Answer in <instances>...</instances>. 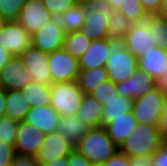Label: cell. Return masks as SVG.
I'll list each match as a JSON object with an SVG mask.
<instances>
[{
  "mask_svg": "<svg viewBox=\"0 0 167 166\" xmlns=\"http://www.w3.org/2000/svg\"><path fill=\"white\" fill-rule=\"evenodd\" d=\"M165 142L160 126L138 123L136 130L119 145L118 150L127 156H152Z\"/></svg>",
  "mask_w": 167,
  "mask_h": 166,
  "instance_id": "cell-1",
  "label": "cell"
},
{
  "mask_svg": "<svg viewBox=\"0 0 167 166\" xmlns=\"http://www.w3.org/2000/svg\"><path fill=\"white\" fill-rule=\"evenodd\" d=\"M75 150L92 164H103L118 150V146L108 136L104 127H97L89 129Z\"/></svg>",
  "mask_w": 167,
  "mask_h": 166,
  "instance_id": "cell-2",
  "label": "cell"
},
{
  "mask_svg": "<svg viewBox=\"0 0 167 166\" xmlns=\"http://www.w3.org/2000/svg\"><path fill=\"white\" fill-rule=\"evenodd\" d=\"M109 51L105 65L109 80L117 84L130 78L138 69V58L125 48L124 39L109 38Z\"/></svg>",
  "mask_w": 167,
  "mask_h": 166,
  "instance_id": "cell-3",
  "label": "cell"
},
{
  "mask_svg": "<svg viewBox=\"0 0 167 166\" xmlns=\"http://www.w3.org/2000/svg\"><path fill=\"white\" fill-rule=\"evenodd\" d=\"M50 97V105L63 117L77 115L84 93L76 81L58 82L50 85Z\"/></svg>",
  "mask_w": 167,
  "mask_h": 166,
  "instance_id": "cell-4",
  "label": "cell"
},
{
  "mask_svg": "<svg viewBox=\"0 0 167 166\" xmlns=\"http://www.w3.org/2000/svg\"><path fill=\"white\" fill-rule=\"evenodd\" d=\"M167 96L158 88L133 101L132 112L138 123L160 126Z\"/></svg>",
  "mask_w": 167,
  "mask_h": 166,
  "instance_id": "cell-5",
  "label": "cell"
},
{
  "mask_svg": "<svg viewBox=\"0 0 167 166\" xmlns=\"http://www.w3.org/2000/svg\"><path fill=\"white\" fill-rule=\"evenodd\" d=\"M110 12L100 1L87 3L86 19L79 31L92 41L108 38Z\"/></svg>",
  "mask_w": 167,
  "mask_h": 166,
  "instance_id": "cell-6",
  "label": "cell"
},
{
  "mask_svg": "<svg viewBox=\"0 0 167 166\" xmlns=\"http://www.w3.org/2000/svg\"><path fill=\"white\" fill-rule=\"evenodd\" d=\"M32 45L31 34L18 21L0 22V46L13 57Z\"/></svg>",
  "mask_w": 167,
  "mask_h": 166,
  "instance_id": "cell-7",
  "label": "cell"
},
{
  "mask_svg": "<svg viewBox=\"0 0 167 166\" xmlns=\"http://www.w3.org/2000/svg\"><path fill=\"white\" fill-rule=\"evenodd\" d=\"M52 83L77 81L79 61L63 48L48 54Z\"/></svg>",
  "mask_w": 167,
  "mask_h": 166,
  "instance_id": "cell-8",
  "label": "cell"
},
{
  "mask_svg": "<svg viewBox=\"0 0 167 166\" xmlns=\"http://www.w3.org/2000/svg\"><path fill=\"white\" fill-rule=\"evenodd\" d=\"M125 48L137 58L158 46L154 30H150L148 21L135 23L124 37Z\"/></svg>",
  "mask_w": 167,
  "mask_h": 166,
  "instance_id": "cell-9",
  "label": "cell"
},
{
  "mask_svg": "<svg viewBox=\"0 0 167 166\" xmlns=\"http://www.w3.org/2000/svg\"><path fill=\"white\" fill-rule=\"evenodd\" d=\"M65 34L61 23L54 18L31 35L32 46L45 53H52L63 48Z\"/></svg>",
  "mask_w": 167,
  "mask_h": 166,
  "instance_id": "cell-10",
  "label": "cell"
},
{
  "mask_svg": "<svg viewBox=\"0 0 167 166\" xmlns=\"http://www.w3.org/2000/svg\"><path fill=\"white\" fill-rule=\"evenodd\" d=\"M46 134L35 126L21 121L16 135L15 153L22 156L36 157Z\"/></svg>",
  "mask_w": 167,
  "mask_h": 166,
  "instance_id": "cell-11",
  "label": "cell"
},
{
  "mask_svg": "<svg viewBox=\"0 0 167 166\" xmlns=\"http://www.w3.org/2000/svg\"><path fill=\"white\" fill-rule=\"evenodd\" d=\"M19 57L32 74L33 82L44 85L52 84V76L48 65V53L31 45Z\"/></svg>",
  "mask_w": 167,
  "mask_h": 166,
  "instance_id": "cell-12",
  "label": "cell"
},
{
  "mask_svg": "<svg viewBox=\"0 0 167 166\" xmlns=\"http://www.w3.org/2000/svg\"><path fill=\"white\" fill-rule=\"evenodd\" d=\"M74 150L75 148L66 137L54 132L46 134L36 159L40 166H44L56 159L69 156Z\"/></svg>",
  "mask_w": 167,
  "mask_h": 166,
  "instance_id": "cell-13",
  "label": "cell"
},
{
  "mask_svg": "<svg viewBox=\"0 0 167 166\" xmlns=\"http://www.w3.org/2000/svg\"><path fill=\"white\" fill-rule=\"evenodd\" d=\"M2 89L22 90L28 83L33 82V77L24 66L19 56L12 57L0 71Z\"/></svg>",
  "mask_w": 167,
  "mask_h": 166,
  "instance_id": "cell-14",
  "label": "cell"
},
{
  "mask_svg": "<svg viewBox=\"0 0 167 166\" xmlns=\"http://www.w3.org/2000/svg\"><path fill=\"white\" fill-rule=\"evenodd\" d=\"M53 19L54 16L45 8L42 0H26L17 21L32 35Z\"/></svg>",
  "mask_w": 167,
  "mask_h": 166,
  "instance_id": "cell-15",
  "label": "cell"
},
{
  "mask_svg": "<svg viewBox=\"0 0 167 166\" xmlns=\"http://www.w3.org/2000/svg\"><path fill=\"white\" fill-rule=\"evenodd\" d=\"M155 88H157L156 80L146 72L138 69L130 78L116 84L119 95L133 100L142 97Z\"/></svg>",
  "mask_w": 167,
  "mask_h": 166,
  "instance_id": "cell-16",
  "label": "cell"
},
{
  "mask_svg": "<svg viewBox=\"0 0 167 166\" xmlns=\"http://www.w3.org/2000/svg\"><path fill=\"white\" fill-rule=\"evenodd\" d=\"M60 116L51 105L32 107L23 121L35 126L45 134L57 131Z\"/></svg>",
  "mask_w": 167,
  "mask_h": 166,
  "instance_id": "cell-17",
  "label": "cell"
},
{
  "mask_svg": "<svg viewBox=\"0 0 167 166\" xmlns=\"http://www.w3.org/2000/svg\"><path fill=\"white\" fill-rule=\"evenodd\" d=\"M138 70L146 72L155 80H158L167 71V50L158 45L139 56L137 61Z\"/></svg>",
  "mask_w": 167,
  "mask_h": 166,
  "instance_id": "cell-18",
  "label": "cell"
},
{
  "mask_svg": "<svg viewBox=\"0 0 167 166\" xmlns=\"http://www.w3.org/2000/svg\"><path fill=\"white\" fill-rule=\"evenodd\" d=\"M109 56V38L93 40L87 51L78 58L80 70L105 67Z\"/></svg>",
  "mask_w": 167,
  "mask_h": 166,
  "instance_id": "cell-19",
  "label": "cell"
},
{
  "mask_svg": "<svg viewBox=\"0 0 167 166\" xmlns=\"http://www.w3.org/2000/svg\"><path fill=\"white\" fill-rule=\"evenodd\" d=\"M138 126V121L134 117L133 112L125 113V116L113 118V121L105 124L108 136L119 147V145L132 134Z\"/></svg>",
  "mask_w": 167,
  "mask_h": 166,
  "instance_id": "cell-20",
  "label": "cell"
},
{
  "mask_svg": "<svg viewBox=\"0 0 167 166\" xmlns=\"http://www.w3.org/2000/svg\"><path fill=\"white\" fill-rule=\"evenodd\" d=\"M89 129L77 115H69L60 117L56 132L66 137L75 148Z\"/></svg>",
  "mask_w": 167,
  "mask_h": 166,
  "instance_id": "cell-21",
  "label": "cell"
},
{
  "mask_svg": "<svg viewBox=\"0 0 167 166\" xmlns=\"http://www.w3.org/2000/svg\"><path fill=\"white\" fill-rule=\"evenodd\" d=\"M102 109L103 104H101L90 94H84V98L77 112V116L90 128L103 127Z\"/></svg>",
  "mask_w": 167,
  "mask_h": 166,
  "instance_id": "cell-22",
  "label": "cell"
},
{
  "mask_svg": "<svg viewBox=\"0 0 167 166\" xmlns=\"http://www.w3.org/2000/svg\"><path fill=\"white\" fill-rule=\"evenodd\" d=\"M29 110L30 104L25 99L22 91H6L5 116L21 122L25 119V116Z\"/></svg>",
  "mask_w": 167,
  "mask_h": 166,
  "instance_id": "cell-23",
  "label": "cell"
},
{
  "mask_svg": "<svg viewBox=\"0 0 167 166\" xmlns=\"http://www.w3.org/2000/svg\"><path fill=\"white\" fill-rule=\"evenodd\" d=\"M87 3L78 2L63 14L57 17L65 33L79 31L85 22Z\"/></svg>",
  "mask_w": 167,
  "mask_h": 166,
  "instance_id": "cell-24",
  "label": "cell"
},
{
  "mask_svg": "<svg viewBox=\"0 0 167 166\" xmlns=\"http://www.w3.org/2000/svg\"><path fill=\"white\" fill-rule=\"evenodd\" d=\"M133 99L118 95L108 102H104L102 109V126L113 121V118L125 116L132 111Z\"/></svg>",
  "mask_w": 167,
  "mask_h": 166,
  "instance_id": "cell-25",
  "label": "cell"
},
{
  "mask_svg": "<svg viewBox=\"0 0 167 166\" xmlns=\"http://www.w3.org/2000/svg\"><path fill=\"white\" fill-rule=\"evenodd\" d=\"M108 80L109 77L106 68L98 67L89 70H80L76 82L84 94H90L98 85Z\"/></svg>",
  "mask_w": 167,
  "mask_h": 166,
  "instance_id": "cell-26",
  "label": "cell"
},
{
  "mask_svg": "<svg viewBox=\"0 0 167 166\" xmlns=\"http://www.w3.org/2000/svg\"><path fill=\"white\" fill-rule=\"evenodd\" d=\"M21 91L25 99L29 102L30 108L50 105V85L30 82Z\"/></svg>",
  "mask_w": 167,
  "mask_h": 166,
  "instance_id": "cell-27",
  "label": "cell"
},
{
  "mask_svg": "<svg viewBox=\"0 0 167 166\" xmlns=\"http://www.w3.org/2000/svg\"><path fill=\"white\" fill-rule=\"evenodd\" d=\"M108 22V38L124 39L134 22L126 18L118 9L111 10Z\"/></svg>",
  "mask_w": 167,
  "mask_h": 166,
  "instance_id": "cell-28",
  "label": "cell"
},
{
  "mask_svg": "<svg viewBox=\"0 0 167 166\" xmlns=\"http://www.w3.org/2000/svg\"><path fill=\"white\" fill-rule=\"evenodd\" d=\"M92 40L80 31L65 34L63 49L75 58H80L91 45Z\"/></svg>",
  "mask_w": 167,
  "mask_h": 166,
  "instance_id": "cell-29",
  "label": "cell"
},
{
  "mask_svg": "<svg viewBox=\"0 0 167 166\" xmlns=\"http://www.w3.org/2000/svg\"><path fill=\"white\" fill-rule=\"evenodd\" d=\"M126 18L135 23H141L147 20L148 15L144 11L140 0H125L118 9Z\"/></svg>",
  "mask_w": 167,
  "mask_h": 166,
  "instance_id": "cell-30",
  "label": "cell"
},
{
  "mask_svg": "<svg viewBox=\"0 0 167 166\" xmlns=\"http://www.w3.org/2000/svg\"><path fill=\"white\" fill-rule=\"evenodd\" d=\"M26 0H0V22L17 21Z\"/></svg>",
  "mask_w": 167,
  "mask_h": 166,
  "instance_id": "cell-31",
  "label": "cell"
},
{
  "mask_svg": "<svg viewBox=\"0 0 167 166\" xmlns=\"http://www.w3.org/2000/svg\"><path fill=\"white\" fill-rule=\"evenodd\" d=\"M150 30H154L158 45L167 50V18L154 15L147 18Z\"/></svg>",
  "mask_w": 167,
  "mask_h": 166,
  "instance_id": "cell-32",
  "label": "cell"
},
{
  "mask_svg": "<svg viewBox=\"0 0 167 166\" xmlns=\"http://www.w3.org/2000/svg\"><path fill=\"white\" fill-rule=\"evenodd\" d=\"M19 121L13 120L8 116L0 117V141L15 145Z\"/></svg>",
  "mask_w": 167,
  "mask_h": 166,
  "instance_id": "cell-33",
  "label": "cell"
},
{
  "mask_svg": "<svg viewBox=\"0 0 167 166\" xmlns=\"http://www.w3.org/2000/svg\"><path fill=\"white\" fill-rule=\"evenodd\" d=\"M92 97L97 99L101 104L108 102L111 99L117 97L118 91L116 89V83L108 80L100 85H98L94 91L90 93Z\"/></svg>",
  "mask_w": 167,
  "mask_h": 166,
  "instance_id": "cell-34",
  "label": "cell"
},
{
  "mask_svg": "<svg viewBox=\"0 0 167 166\" xmlns=\"http://www.w3.org/2000/svg\"><path fill=\"white\" fill-rule=\"evenodd\" d=\"M45 8L57 18L78 3L77 0H42Z\"/></svg>",
  "mask_w": 167,
  "mask_h": 166,
  "instance_id": "cell-35",
  "label": "cell"
},
{
  "mask_svg": "<svg viewBox=\"0 0 167 166\" xmlns=\"http://www.w3.org/2000/svg\"><path fill=\"white\" fill-rule=\"evenodd\" d=\"M15 156V147L0 141V166H10Z\"/></svg>",
  "mask_w": 167,
  "mask_h": 166,
  "instance_id": "cell-36",
  "label": "cell"
},
{
  "mask_svg": "<svg viewBox=\"0 0 167 166\" xmlns=\"http://www.w3.org/2000/svg\"><path fill=\"white\" fill-rule=\"evenodd\" d=\"M144 11L148 16L159 15L162 8V0H140Z\"/></svg>",
  "mask_w": 167,
  "mask_h": 166,
  "instance_id": "cell-37",
  "label": "cell"
},
{
  "mask_svg": "<svg viewBox=\"0 0 167 166\" xmlns=\"http://www.w3.org/2000/svg\"><path fill=\"white\" fill-rule=\"evenodd\" d=\"M102 166H129V156L117 150Z\"/></svg>",
  "mask_w": 167,
  "mask_h": 166,
  "instance_id": "cell-38",
  "label": "cell"
},
{
  "mask_svg": "<svg viewBox=\"0 0 167 166\" xmlns=\"http://www.w3.org/2000/svg\"><path fill=\"white\" fill-rule=\"evenodd\" d=\"M151 166H167V141L152 155Z\"/></svg>",
  "mask_w": 167,
  "mask_h": 166,
  "instance_id": "cell-39",
  "label": "cell"
},
{
  "mask_svg": "<svg viewBox=\"0 0 167 166\" xmlns=\"http://www.w3.org/2000/svg\"><path fill=\"white\" fill-rule=\"evenodd\" d=\"M68 163L69 166H93L87 158L78 153L76 150L69 154Z\"/></svg>",
  "mask_w": 167,
  "mask_h": 166,
  "instance_id": "cell-40",
  "label": "cell"
},
{
  "mask_svg": "<svg viewBox=\"0 0 167 166\" xmlns=\"http://www.w3.org/2000/svg\"><path fill=\"white\" fill-rule=\"evenodd\" d=\"M10 166H40L36 157L32 156H15L13 163Z\"/></svg>",
  "mask_w": 167,
  "mask_h": 166,
  "instance_id": "cell-41",
  "label": "cell"
},
{
  "mask_svg": "<svg viewBox=\"0 0 167 166\" xmlns=\"http://www.w3.org/2000/svg\"><path fill=\"white\" fill-rule=\"evenodd\" d=\"M152 156H129V166H151Z\"/></svg>",
  "mask_w": 167,
  "mask_h": 166,
  "instance_id": "cell-42",
  "label": "cell"
},
{
  "mask_svg": "<svg viewBox=\"0 0 167 166\" xmlns=\"http://www.w3.org/2000/svg\"><path fill=\"white\" fill-rule=\"evenodd\" d=\"M13 56L5 48L0 46V71L10 61Z\"/></svg>",
  "mask_w": 167,
  "mask_h": 166,
  "instance_id": "cell-43",
  "label": "cell"
},
{
  "mask_svg": "<svg viewBox=\"0 0 167 166\" xmlns=\"http://www.w3.org/2000/svg\"><path fill=\"white\" fill-rule=\"evenodd\" d=\"M101 3L106 5L110 10L119 9L125 0H100Z\"/></svg>",
  "mask_w": 167,
  "mask_h": 166,
  "instance_id": "cell-44",
  "label": "cell"
},
{
  "mask_svg": "<svg viewBox=\"0 0 167 166\" xmlns=\"http://www.w3.org/2000/svg\"><path fill=\"white\" fill-rule=\"evenodd\" d=\"M156 82L157 88L167 96V71Z\"/></svg>",
  "mask_w": 167,
  "mask_h": 166,
  "instance_id": "cell-45",
  "label": "cell"
},
{
  "mask_svg": "<svg viewBox=\"0 0 167 166\" xmlns=\"http://www.w3.org/2000/svg\"><path fill=\"white\" fill-rule=\"evenodd\" d=\"M160 129L162 130L163 135L165 137H167V101H166V104H165V109H164V112H163V116L161 118Z\"/></svg>",
  "mask_w": 167,
  "mask_h": 166,
  "instance_id": "cell-46",
  "label": "cell"
},
{
  "mask_svg": "<svg viewBox=\"0 0 167 166\" xmlns=\"http://www.w3.org/2000/svg\"><path fill=\"white\" fill-rule=\"evenodd\" d=\"M6 91L0 90V117L5 116Z\"/></svg>",
  "mask_w": 167,
  "mask_h": 166,
  "instance_id": "cell-47",
  "label": "cell"
},
{
  "mask_svg": "<svg viewBox=\"0 0 167 166\" xmlns=\"http://www.w3.org/2000/svg\"><path fill=\"white\" fill-rule=\"evenodd\" d=\"M44 166H69L68 156L56 159L53 162H50Z\"/></svg>",
  "mask_w": 167,
  "mask_h": 166,
  "instance_id": "cell-48",
  "label": "cell"
},
{
  "mask_svg": "<svg viewBox=\"0 0 167 166\" xmlns=\"http://www.w3.org/2000/svg\"><path fill=\"white\" fill-rule=\"evenodd\" d=\"M160 16L167 18V0H162V8L160 10Z\"/></svg>",
  "mask_w": 167,
  "mask_h": 166,
  "instance_id": "cell-49",
  "label": "cell"
},
{
  "mask_svg": "<svg viewBox=\"0 0 167 166\" xmlns=\"http://www.w3.org/2000/svg\"><path fill=\"white\" fill-rule=\"evenodd\" d=\"M78 2H84V3H92L94 1H100V0H77Z\"/></svg>",
  "mask_w": 167,
  "mask_h": 166,
  "instance_id": "cell-50",
  "label": "cell"
},
{
  "mask_svg": "<svg viewBox=\"0 0 167 166\" xmlns=\"http://www.w3.org/2000/svg\"><path fill=\"white\" fill-rule=\"evenodd\" d=\"M2 89V84H1V77H0V90Z\"/></svg>",
  "mask_w": 167,
  "mask_h": 166,
  "instance_id": "cell-51",
  "label": "cell"
},
{
  "mask_svg": "<svg viewBox=\"0 0 167 166\" xmlns=\"http://www.w3.org/2000/svg\"><path fill=\"white\" fill-rule=\"evenodd\" d=\"M93 166H102V164H93Z\"/></svg>",
  "mask_w": 167,
  "mask_h": 166,
  "instance_id": "cell-52",
  "label": "cell"
}]
</instances>
